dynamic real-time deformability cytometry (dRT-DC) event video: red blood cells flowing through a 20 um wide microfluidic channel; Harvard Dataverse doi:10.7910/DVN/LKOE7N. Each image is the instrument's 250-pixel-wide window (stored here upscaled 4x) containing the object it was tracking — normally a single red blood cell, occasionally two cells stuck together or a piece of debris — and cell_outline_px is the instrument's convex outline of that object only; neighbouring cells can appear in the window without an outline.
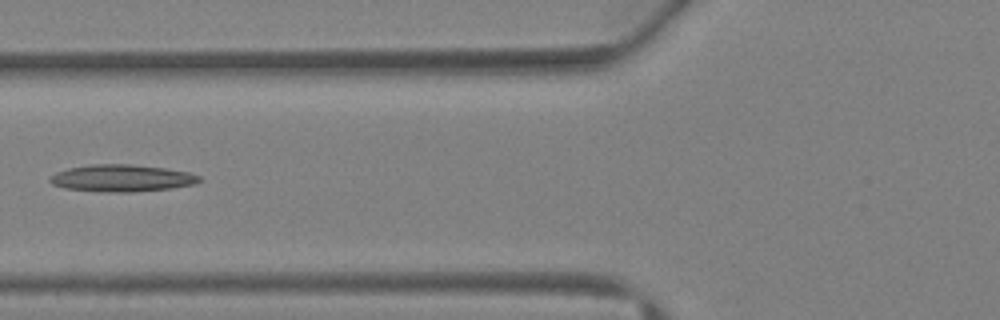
{"species": "Egyptian fruit bat (a non-hibernating species)", "species_latin": "Rousettus aegyptiacus", "temperature_condition": "warm", "stored_images_in_passage": 5, "camera_frame_rate_fps": 3000, "um_per_image_px": 0.085, "animal": {"sex": "female"}, "frame": {"image": 1, "passage_image": 5, "time_ms": 4.667, "image_size_px": [1000, 320], "cell_outline_px": [[204, 180], [196, 184], [172, 188], [132, 192], [104, 192], [64, 188], [52, 184], [48, 180], [56, 172], [68, 168], [92, 164], [132, 164], [164, 168], [188, 172], [200, 176]], "centroid_in_image_um": [10.38, 15.14], "position_along_channel_um": 115.4, "area_um2": 23.64}}